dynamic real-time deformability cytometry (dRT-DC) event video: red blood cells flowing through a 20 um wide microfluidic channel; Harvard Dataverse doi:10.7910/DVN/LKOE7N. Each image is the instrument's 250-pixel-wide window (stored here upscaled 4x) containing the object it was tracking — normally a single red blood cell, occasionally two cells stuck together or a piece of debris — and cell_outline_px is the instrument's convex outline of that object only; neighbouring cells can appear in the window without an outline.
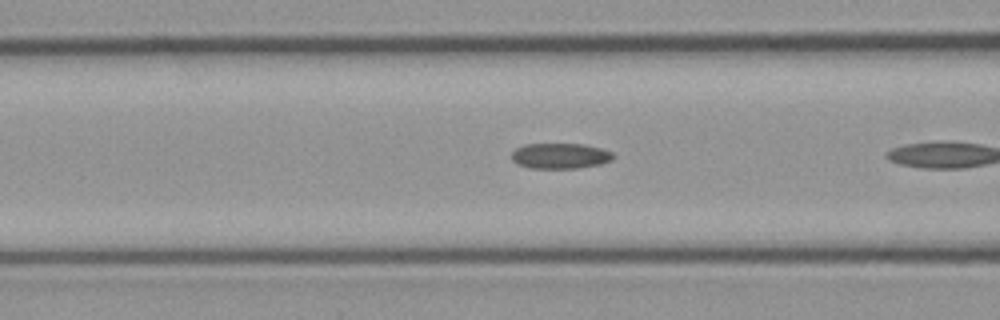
{"species": "common noctule bat (a hibernating species)", "species_latin": "Nyctalus noctula", "temperature_condition": "cold", "stored_images_in_passage": 7, "camera_frame_rate_fps": 3000, "um_per_image_px": 0.085, "animal": {"sex": "male", "body_mass_g": 23.1, "forearm_length_mm": 52.7}, "frame": {"image": 1, "passage_image": 6, "time_ms": 1.667, "image_size_px": [1000, 320], "cell_outline_px": [[616, 156], [612, 160], [600, 164], [576, 168], [528, 168], [516, 164], [512, 160], [512, 152], [516, 148], [524, 144], [584, 144], [600, 148], [612, 152]], "centroid_in_image_um": [47.61, 13.25], "position_along_channel_um": 119.0, "area_um2": 15.2}}